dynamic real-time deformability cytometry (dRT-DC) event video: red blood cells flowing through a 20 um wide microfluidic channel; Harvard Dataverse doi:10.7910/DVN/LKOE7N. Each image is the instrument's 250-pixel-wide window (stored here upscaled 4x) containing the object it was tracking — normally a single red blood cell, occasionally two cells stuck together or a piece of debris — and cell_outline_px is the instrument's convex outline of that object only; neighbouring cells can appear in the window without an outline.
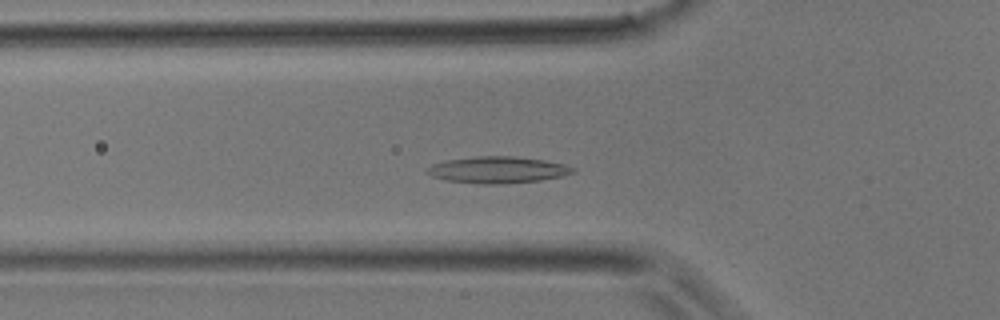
{"species": "common noctule bat (a hibernating species)", "species_latin": "Nyctalus noctula", "temperature_condition": "room temperature", "stored_images_in_passage": 36, "camera_frame_rate_fps": 3000, "um_per_image_px": 0.085, "animal": {"sex": "male", "body_mass_g": 17.9}, "frame": {"image": 1, "passage_image": 11, "time_ms": 3.333, "image_size_px": [1000, 320], "cell_outline_px": [[576, 172], [564, 176], [540, 180], [496, 184], [480, 184], [444, 180], [432, 176], [424, 172], [424, 168], [432, 164], [444, 160], [476, 156], [516, 156], [544, 160], [564, 164], [576, 168]], "centroid_in_image_um": [42.27, 14.43], "position_along_channel_um": 83.5, "area_um2": 22.89}}
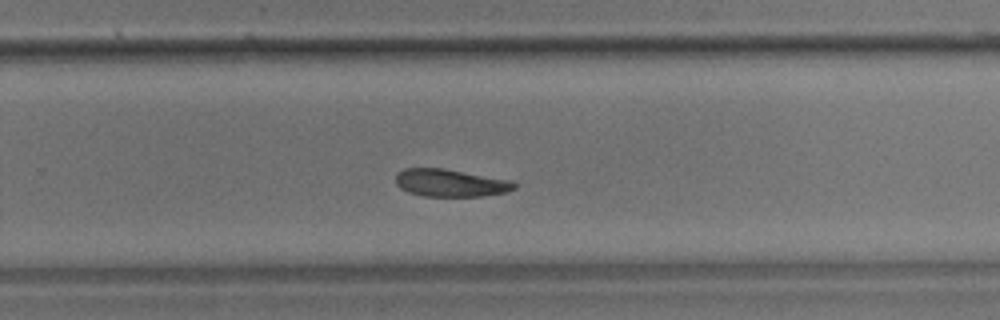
{"frame": {"image": 2, "passage_image": 23, "time_ms": 7.333, "image_size_px": [1000, 320], "cell_outline_px": [[516, 188], [504, 192], [480, 196], [424, 196], [408, 192], [400, 188], [396, 184], [396, 172], [404, 168], [444, 168], [512, 180], [516, 184]], "centroid_in_image_um": [38.26, 15.53], "position_along_channel_um": 291.5, "area_um2": 19.07}}
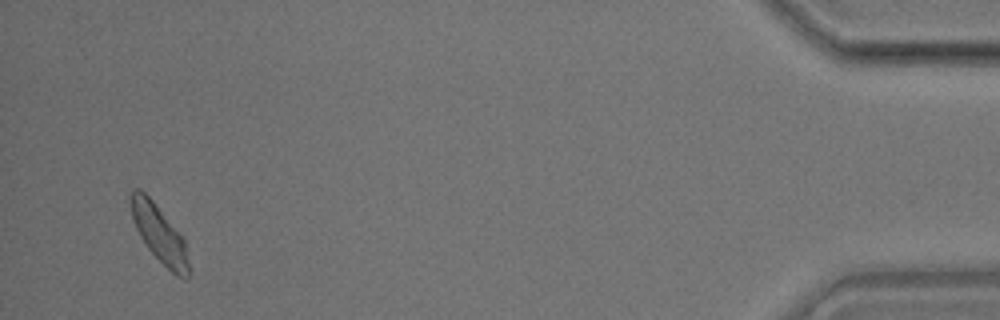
{"frame": {"image": 3, "passage_image": 35, "time_ms": 11.333, "image_size_px": [1000, 320], "cell_outline_px": [[192, 272], [188, 280], [184, 280], [176, 276], [148, 248], [140, 236], [136, 228], [132, 216], [128, 196], [132, 188], [140, 188], [156, 204], [184, 236]], "centroid_in_image_um": [13.59, 19.89], "position_along_channel_um": 421.6, "area_um2": 19.94}}